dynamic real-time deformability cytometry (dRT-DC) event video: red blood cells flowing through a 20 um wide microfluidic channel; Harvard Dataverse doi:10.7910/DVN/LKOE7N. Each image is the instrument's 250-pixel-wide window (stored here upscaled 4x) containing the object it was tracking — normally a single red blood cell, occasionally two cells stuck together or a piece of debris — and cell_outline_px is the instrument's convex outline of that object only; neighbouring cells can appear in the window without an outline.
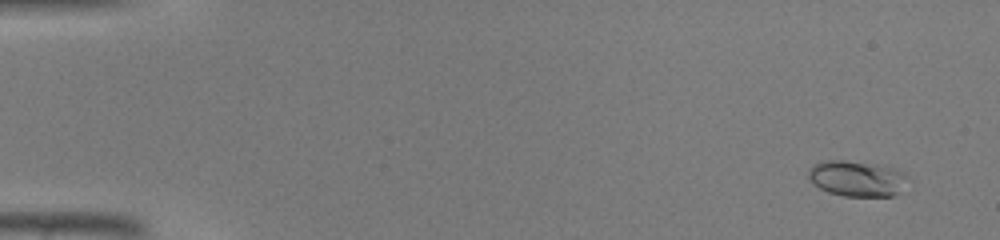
{"species": "common noctule bat (a hibernating species)", "species_latin": "Nyctalus noctula", "temperature_condition": "warm", "stored_images_in_passage": 46, "camera_frame_rate_fps": 3000, "um_per_image_px": 0.085, "animal": {"sex": "male", "body_mass_g": 19.0, "forearm_length_mm": 50.8}, "frame": {"image": 1, "passage_image": 3, "time_ms": 0.667, "image_size_px": [1000, 240], "cell_outline_px": [[908, 176], [900, 192], [892, 196], [844, 196], [828, 192], [812, 184], [808, 176], [808, 168], [812, 164], [824, 160], [844, 160], [884, 164], [896, 168], [904, 172]], "centroid_in_image_um": [72.83, 15.15], "position_along_channel_um": 12.2, "area_um2": 21.15}}
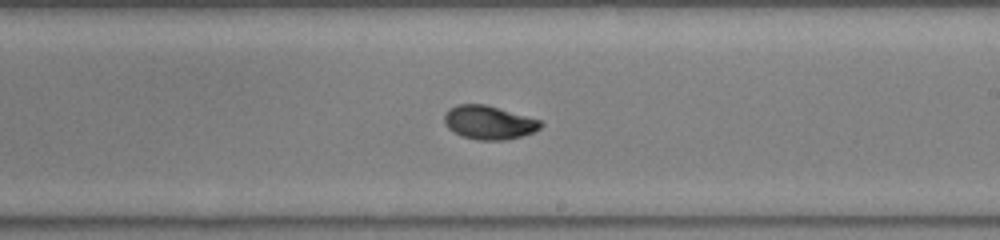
{"frame": {"image": 2, "passage_image": 28, "time_ms": 9.0, "image_size_px": [1000, 240], "cell_outline_px": [[544, 124], [540, 128], [532, 132], [520, 136], [504, 140], [476, 140], [464, 136], [448, 128], [444, 124], [444, 116], [448, 108], [456, 104], [484, 104], [540, 120]], "centroid_in_image_um": [41.52, 10.4], "position_along_channel_um": 247.5, "area_um2": 18.67}}
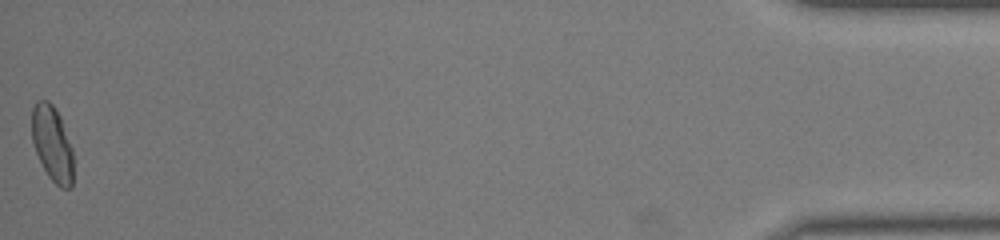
{"frame": {"image": 3, "passage_image": 46, "time_ms": 15.0, "image_size_px": [1000, 240], "cell_outline_px": [[72, 188], [60, 188], [48, 176], [36, 152], [32, 140], [32, 108], [36, 100], [48, 100], [56, 108], [60, 116], [72, 148]], "centroid_in_image_um": [4.43, 12.19], "position_along_channel_um": 430.8, "area_um2": 18.15}}